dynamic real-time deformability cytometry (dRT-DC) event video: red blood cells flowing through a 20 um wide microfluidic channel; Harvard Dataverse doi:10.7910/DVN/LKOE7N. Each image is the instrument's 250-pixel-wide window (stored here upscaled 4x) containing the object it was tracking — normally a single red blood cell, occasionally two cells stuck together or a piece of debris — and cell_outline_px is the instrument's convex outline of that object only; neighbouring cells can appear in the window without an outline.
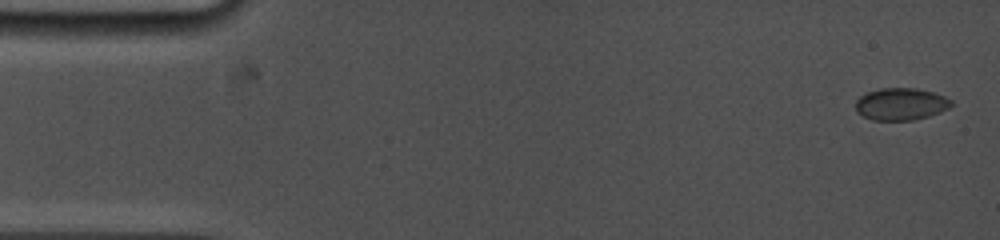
{"species": "common noctule bat (a hibernating species)", "species_latin": "Nyctalus noctula", "temperature_condition": "cold", "stored_images_in_passage": 2, "camera_frame_rate_fps": 5000, "um_per_image_px": 0.085, "animal": {"sex": "female", "body_mass_g": 19.0, "forearm_length_mm": 53.3}, "frame": {"image": 1, "passage_image": 2, "time_ms": 0.8, "image_size_px": [1000, 240], "cell_outline_px": [[952, 104], [948, 108], [940, 112], [928, 116], [912, 120], [872, 120], [856, 112], [856, 100], [860, 96], [868, 92], [880, 88], [916, 88], [932, 92], [944, 96], [952, 100]], "centroid_in_image_um": [76.56, 8.84], "position_along_channel_um": 8.4, "area_um2": 17.86}}